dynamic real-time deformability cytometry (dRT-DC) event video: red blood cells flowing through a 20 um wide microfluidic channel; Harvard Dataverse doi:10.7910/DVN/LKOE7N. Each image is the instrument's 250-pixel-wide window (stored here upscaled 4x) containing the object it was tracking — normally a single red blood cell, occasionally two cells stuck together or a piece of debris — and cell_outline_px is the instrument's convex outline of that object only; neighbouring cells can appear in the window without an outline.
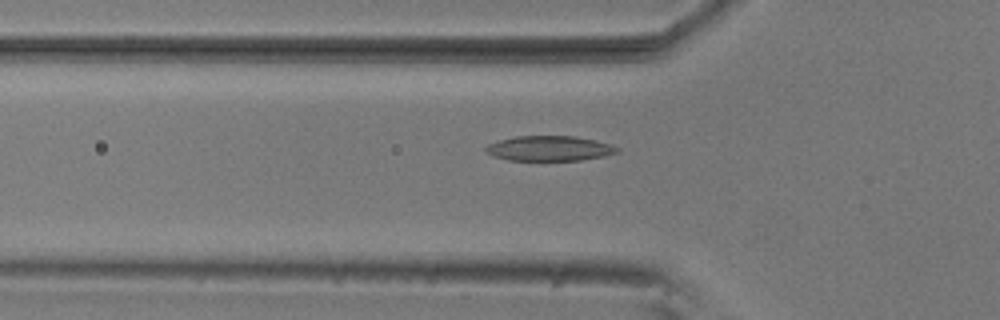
{"species": "common noctule bat (a hibernating species)", "species_latin": "Nyctalus noctula", "temperature_condition": "room temperature", "stored_images_in_passage": 36, "camera_frame_rate_fps": 3000, "um_per_image_px": 0.085, "animal": {"sex": "male", "body_mass_g": 20.5, "forearm_length_mm": 52.5}, "frame": {"image": 1, "passage_image": 3, "time_ms": 0.667, "image_size_px": [1000, 320], "cell_outline_px": [[620, 152], [604, 156], [580, 160], [508, 160], [492, 156], [484, 148], [488, 144], [500, 140], [516, 136], [572, 136], [596, 140], [620, 148]], "centroid_in_image_um": [46.71, 12.61], "position_along_channel_um": 79.1, "area_um2": 19.07}}
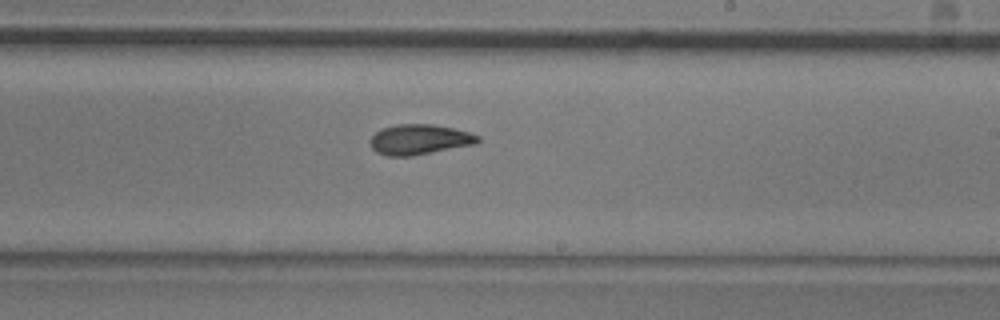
{"frame": {"image": 2, "passage_image": 17, "time_ms": 5.333, "image_size_px": [1000, 320], "cell_outline_px": [[480, 140], [476, 144], [412, 156], [388, 156], [376, 152], [372, 148], [368, 140], [380, 128], [396, 124], [432, 124], [452, 128], [468, 132], [480, 136]], "centroid_in_image_um": [35.62, 11.86], "position_along_channel_um": 253.4, "area_um2": 19.07}}
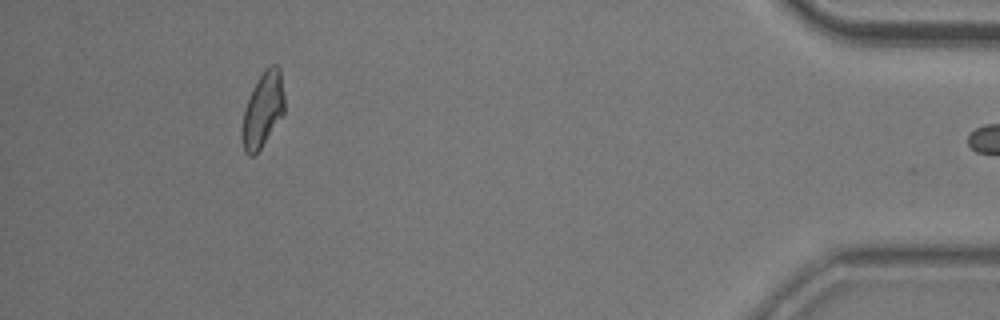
{"frame": {"image": 3, "passage_image": 35, "time_ms": 11.333, "image_size_px": [1000, 320], "cell_outline_px": [[284, 112], [260, 148], [252, 156], [248, 156], [244, 152], [240, 136], [240, 132], [244, 108], [252, 88], [264, 68], [272, 64], [276, 64], [280, 68], [284, 96]], "centroid_in_image_um": [22.3, 9.31], "position_along_channel_um": 412.9, "area_um2": 18.61}}